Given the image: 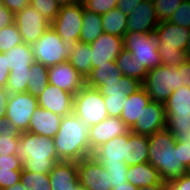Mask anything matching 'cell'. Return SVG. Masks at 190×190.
<instances>
[{"instance_id": "91938a15", "label": "cell", "mask_w": 190, "mask_h": 190, "mask_svg": "<svg viewBox=\"0 0 190 190\" xmlns=\"http://www.w3.org/2000/svg\"><path fill=\"white\" fill-rule=\"evenodd\" d=\"M189 39H188V43H187V54L188 56H190V31H189Z\"/></svg>"}, {"instance_id": "4316f807", "label": "cell", "mask_w": 190, "mask_h": 190, "mask_svg": "<svg viewBox=\"0 0 190 190\" xmlns=\"http://www.w3.org/2000/svg\"><path fill=\"white\" fill-rule=\"evenodd\" d=\"M21 132L6 117H0V157L17 155Z\"/></svg>"}, {"instance_id": "9f6ffc18", "label": "cell", "mask_w": 190, "mask_h": 190, "mask_svg": "<svg viewBox=\"0 0 190 190\" xmlns=\"http://www.w3.org/2000/svg\"><path fill=\"white\" fill-rule=\"evenodd\" d=\"M60 7L69 6L80 2V0H56Z\"/></svg>"}, {"instance_id": "681fc988", "label": "cell", "mask_w": 190, "mask_h": 190, "mask_svg": "<svg viewBox=\"0 0 190 190\" xmlns=\"http://www.w3.org/2000/svg\"><path fill=\"white\" fill-rule=\"evenodd\" d=\"M0 2L14 14L30 5V0H0Z\"/></svg>"}, {"instance_id": "6f0895ef", "label": "cell", "mask_w": 190, "mask_h": 190, "mask_svg": "<svg viewBox=\"0 0 190 190\" xmlns=\"http://www.w3.org/2000/svg\"><path fill=\"white\" fill-rule=\"evenodd\" d=\"M3 190H25V188L23 187V184L20 182L14 184L13 186L9 187V188H5Z\"/></svg>"}, {"instance_id": "d590c367", "label": "cell", "mask_w": 190, "mask_h": 190, "mask_svg": "<svg viewBox=\"0 0 190 190\" xmlns=\"http://www.w3.org/2000/svg\"><path fill=\"white\" fill-rule=\"evenodd\" d=\"M20 181L25 190H52L49 174L33 173L22 169Z\"/></svg>"}, {"instance_id": "94428289", "label": "cell", "mask_w": 190, "mask_h": 190, "mask_svg": "<svg viewBox=\"0 0 190 190\" xmlns=\"http://www.w3.org/2000/svg\"><path fill=\"white\" fill-rule=\"evenodd\" d=\"M156 190H166L165 183L156 187Z\"/></svg>"}, {"instance_id": "db71d44e", "label": "cell", "mask_w": 190, "mask_h": 190, "mask_svg": "<svg viewBox=\"0 0 190 190\" xmlns=\"http://www.w3.org/2000/svg\"><path fill=\"white\" fill-rule=\"evenodd\" d=\"M9 96L6 88H0V117H6Z\"/></svg>"}, {"instance_id": "d6986e66", "label": "cell", "mask_w": 190, "mask_h": 190, "mask_svg": "<svg viewBox=\"0 0 190 190\" xmlns=\"http://www.w3.org/2000/svg\"><path fill=\"white\" fill-rule=\"evenodd\" d=\"M74 94L49 84L38 96V106L62 117L73 113Z\"/></svg>"}, {"instance_id": "ac0fdd59", "label": "cell", "mask_w": 190, "mask_h": 190, "mask_svg": "<svg viewBox=\"0 0 190 190\" xmlns=\"http://www.w3.org/2000/svg\"><path fill=\"white\" fill-rule=\"evenodd\" d=\"M159 23L153 0H143L127 15V32L154 33Z\"/></svg>"}, {"instance_id": "8fae6325", "label": "cell", "mask_w": 190, "mask_h": 190, "mask_svg": "<svg viewBox=\"0 0 190 190\" xmlns=\"http://www.w3.org/2000/svg\"><path fill=\"white\" fill-rule=\"evenodd\" d=\"M14 23L23 41L29 45L36 43L51 26V23L31 5L15 13Z\"/></svg>"}, {"instance_id": "ee69618b", "label": "cell", "mask_w": 190, "mask_h": 190, "mask_svg": "<svg viewBox=\"0 0 190 190\" xmlns=\"http://www.w3.org/2000/svg\"><path fill=\"white\" fill-rule=\"evenodd\" d=\"M22 171L0 170V190L20 182Z\"/></svg>"}, {"instance_id": "11a10c76", "label": "cell", "mask_w": 190, "mask_h": 190, "mask_svg": "<svg viewBox=\"0 0 190 190\" xmlns=\"http://www.w3.org/2000/svg\"><path fill=\"white\" fill-rule=\"evenodd\" d=\"M111 190H138V187L125 181L123 184L115 185V188H112Z\"/></svg>"}, {"instance_id": "680465c9", "label": "cell", "mask_w": 190, "mask_h": 190, "mask_svg": "<svg viewBox=\"0 0 190 190\" xmlns=\"http://www.w3.org/2000/svg\"><path fill=\"white\" fill-rule=\"evenodd\" d=\"M138 190H156V187L155 186H149V187L138 188Z\"/></svg>"}, {"instance_id": "2e32d148", "label": "cell", "mask_w": 190, "mask_h": 190, "mask_svg": "<svg viewBox=\"0 0 190 190\" xmlns=\"http://www.w3.org/2000/svg\"><path fill=\"white\" fill-rule=\"evenodd\" d=\"M90 45L92 68L115 61L124 48L123 37L105 32Z\"/></svg>"}, {"instance_id": "816d5d0a", "label": "cell", "mask_w": 190, "mask_h": 190, "mask_svg": "<svg viewBox=\"0 0 190 190\" xmlns=\"http://www.w3.org/2000/svg\"><path fill=\"white\" fill-rule=\"evenodd\" d=\"M177 72H180L181 82H184V86L190 87V56L187 61L177 67Z\"/></svg>"}, {"instance_id": "b9f144b4", "label": "cell", "mask_w": 190, "mask_h": 190, "mask_svg": "<svg viewBox=\"0 0 190 190\" xmlns=\"http://www.w3.org/2000/svg\"><path fill=\"white\" fill-rule=\"evenodd\" d=\"M169 22L190 28V0H183L181 5L172 14Z\"/></svg>"}, {"instance_id": "cb8c5ba5", "label": "cell", "mask_w": 190, "mask_h": 190, "mask_svg": "<svg viewBox=\"0 0 190 190\" xmlns=\"http://www.w3.org/2000/svg\"><path fill=\"white\" fill-rule=\"evenodd\" d=\"M151 98L142 86L126 98L120 118L131 128L140 117L142 110L149 104Z\"/></svg>"}, {"instance_id": "8d00e7d4", "label": "cell", "mask_w": 190, "mask_h": 190, "mask_svg": "<svg viewBox=\"0 0 190 190\" xmlns=\"http://www.w3.org/2000/svg\"><path fill=\"white\" fill-rule=\"evenodd\" d=\"M21 43L24 41L15 23L0 30V53H5Z\"/></svg>"}, {"instance_id": "d4e9b609", "label": "cell", "mask_w": 190, "mask_h": 190, "mask_svg": "<svg viewBox=\"0 0 190 190\" xmlns=\"http://www.w3.org/2000/svg\"><path fill=\"white\" fill-rule=\"evenodd\" d=\"M149 144L148 136L129 132L128 144H126L127 166L148 162Z\"/></svg>"}, {"instance_id": "5b68a950", "label": "cell", "mask_w": 190, "mask_h": 190, "mask_svg": "<svg viewBox=\"0 0 190 190\" xmlns=\"http://www.w3.org/2000/svg\"><path fill=\"white\" fill-rule=\"evenodd\" d=\"M166 126L176 141L189 140L190 133V87L183 86L173 91L164 103Z\"/></svg>"}, {"instance_id": "484cf974", "label": "cell", "mask_w": 190, "mask_h": 190, "mask_svg": "<svg viewBox=\"0 0 190 190\" xmlns=\"http://www.w3.org/2000/svg\"><path fill=\"white\" fill-rule=\"evenodd\" d=\"M122 76L116 62L112 61L108 62V64L98 65L92 68L91 73L85 79V85L97 88L105 85L107 82H120Z\"/></svg>"}, {"instance_id": "f1b7e54d", "label": "cell", "mask_w": 190, "mask_h": 190, "mask_svg": "<svg viewBox=\"0 0 190 190\" xmlns=\"http://www.w3.org/2000/svg\"><path fill=\"white\" fill-rule=\"evenodd\" d=\"M115 62L123 76L138 79L142 83L146 79L148 70L140 65L126 48L122 49Z\"/></svg>"}, {"instance_id": "f546056e", "label": "cell", "mask_w": 190, "mask_h": 190, "mask_svg": "<svg viewBox=\"0 0 190 190\" xmlns=\"http://www.w3.org/2000/svg\"><path fill=\"white\" fill-rule=\"evenodd\" d=\"M82 29L80 33L81 43H92L102 35V16L84 8Z\"/></svg>"}, {"instance_id": "7bdbcfd3", "label": "cell", "mask_w": 190, "mask_h": 190, "mask_svg": "<svg viewBox=\"0 0 190 190\" xmlns=\"http://www.w3.org/2000/svg\"><path fill=\"white\" fill-rule=\"evenodd\" d=\"M127 97L128 95H111L110 97H104L108 116L120 117Z\"/></svg>"}, {"instance_id": "52a82bcc", "label": "cell", "mask_w": 190, "mask_h": 190, "mask_svg": "<svg viewBox=\"0 0 190 190\" xmlns=\"http://www.w3.org/2000/svg\"><path fill=\"white\" fill-rule=\"evenodd\" d=\"M124 48L148 71L161 65L156 33L127 32L123 37Z\"/></svg>"}, {"instance_id": "ffe728a7", "label": "cell", "mask_w": 190, "mask_h": 190, "mask_svg": "<svg viewBox=\"0 0 190 190\" xmlns=\"http://www.w3.org/2000/svg\"><path fill=\"white\" fill-rule=\"evenodd\" d=\"M48 174L52 190H84L79 182L76 161L60 160Z\"/></svg>"}, {"instance_id": "d6a6232c", "label": "cell", "mask_w": 190, "mask_h": 190, "mask_svg": "<svg viewBox=\"0 0 190 190\" xmlns=\"http://www.w3.org/2000/svg\"><path fill=\"white\" fill-rule=\"evenodd\" d=\"M103 32L124 37L127 33V15L115 7L111 11L101 15Z\"/></svg>"}, {"instance_id": "bcb514c9", "label": "cell", "mask_w": 190, "mask_h": 190, "mask_svg": "<svg viewBox=\"0 0 190 190\" xmlns=\"http://www.w3.org/2000/svg\"><path fill=\"white\" fill-rule=\"evenodd\" d=\"M166 190H190V172L165 183Z\"/></svg>"}, {"instance_id": "836d02e7", "label": "cell", "mask_w": 190, "mask_h": 190, "mask_svg": "<svg viewBox=\"0 0 190 190\" xmlns=\"http://www.w3.org/2000/svg\"><path fill=\"white\" fill-rule=\"evenodd\" d=\"M28 79L27 92L38 98L49 85L48 82V67L35 61L31 64Z\"/></svg>"}, {"instance_id": "f35d334b", "label": "cell", "mask_w": 190, "mask_h": 190, "mask_svg": "<svg viewBox=\"0 0 190 190\" xmlns=\"http://www.w3.org/2000/svg\"><path fill=\"white\" fill-rule=\"evenodd\" d=\"M182 2L183 0H153L159 21H169Z\"/></svg>"}, {"instance_id": "c3c4849f", "label": "cell", "mask_w": 190, "mask_h": 190, "mask_svg": "<svg viewBox=\"0 0 190 190\" xmlns=\"http://www.w3.org/2000/svg\"><path fill=\"white\" fill-rule=\"evenodd\" d=\"M15 22V14L8 10L1 2H0V30L4 27H8Z\"/></svg>"}, {"instance_id": "5bb4252c", "label": "cell", "mask_w": 190, "mask_h": 190, "mask_svg": "<svg viewBox=\"0 0 190 190\" xmlns=\"http://www.w3.org/2000/svg\"><path fill=\"white\" fill-rule=\"evenodd\" d=\"M48 82L61 90L75 95L85 85V78L66 60L48 67Z\"/></svg>"}, {"instance_id": "8992f818", "label": "cell", "mask_w": 190, "mask_h": 190, "mask_svg": "<svg viewBox=\"0 0 190 190\" xmlns=\"http://www.w3.org/2000/svg\"><path fill=\"white\" fill-rule=\"evenodd\" d=\"M151 100L164 104L173 91L184 86L177 67L157 66L148 71L142 83Z\"/></svg>"}, {"instance_id": "4dcf8cb0", "label": "cell", "mask_w": 190, "mask_h": 190, "mask_svg": "<svg viewBox=\"0 0 190 190\" xmlns=\"http://www.w3.org/2000/svg\"><path fill=\"white\" fill-rule=\"evenodd\" d=\"M7 56L8 67L12 69H30L35 62L32 45L21 43L4 53Z\"/></svg>"}, {"instance_id": "e0dca14e", "label": "cell", "mask_w": 190, "mask_h": 190, "mask_svg": "<svg viewBox=\"0 0 190 190\" xmlns=\"http://www.w3.org/2000/svg\"><path fill=\"white\" fill-rule=\"evenodd\" d=\"M130 132V128L120 117L108 116L102 122L90 126L89 143L91 152L101 144L114 139L117 136L125 135Z\"/></svg>"}, {"instance_id": "ba28073f", "label": "cell", "mask_w": 190, "mask_h": 190, "mask_svg": "<svg viewBox=\"0 0 190 190\" xmlns=\"http://www.w3.org/2000/svg\"><path fill=\"white\" fill-rule=\"evenodd\" d=\"M73 113L88 126H93L108 117L104 97L96 88L84 85L74 96Z\"/></svg>"}, {"instance_id": "7a4b0ae2", "label": "cell", "mask_w": 190, "mask_h": 190, "mask_svg": "<svg viewBox=\"0 0 190 190\" xmlns=\"http://www.w3.org/2000/svg\"><path fill=\"white\" fill-rule=\"evenodd\" d=\"M148 144V162L158 170L164 183L189 172L180 161L179 148H176V140L168 129L149 135Z\"/></svg>"}, {"instance_id": "603a6c76", "label": "cell", "mask_w": 190, "mask_h": 190, "mask_svg": "<svg viewBox=\"0 0 190 190\" xmlns=\"http://www.w3.org/2000/svg\"><path fill=\"white\" fill-rule=\"evenodd\" d=\"M127 182L132 185L143 188L149 186H159L164 182L160 174L149 162L128 166Z\"/></svg>"}, {"instance_id": "f907efd6", "label": "cell", "mask_w": 190, "mask_h": 190, "mask_svg": "<svg viewBox=\"0 0 190 190\" xmlns=\"http://www.w3.org/2000/svg\"><path fill=\"white\" fill-rule=\"evenodd\" d=\"M9 72L7 56L4 53H0V88L6 87Z\"/></svg>"}, {"instance_id": "3957f363", "label": "cell", "mask_w": 190, "mask_h": 190, "mask_svg": "<svg viewBox=\"0 0 190 190\" xmlns=\"http://www.w3.org/2000/svg\"><path fill=\"white\" fill-rule=\"evenodd\" d=\"M17 157L23 163V170L48 174L58 161L53 138L22 132Z\"/></svg>"}, {"instance_id": "ab89813d", "label": "cell", "mask_w": 190, "mask_h": 190, "mask_svg": "<svg viewBox=\"0 0 190 190\" xmlns=\"http://www.w3.org/2000/svg\"><path fill=\"white\" fill-rule=\"evenodd\" d=\"M110 175L112 188L127 181L128 166L125 163L102 164Z\"/></svg>"}, {"instance_id": "e575fe53", "label": "cell", "mask_w": 190, "mask_h": 190, "mask_svg": "<svg viewBox=\"0 0 190 190\" xmlns=\"http://www.w3.org/2000/svg\"><path fill=\"white\" fill-rule=\"evenodd\" d=\"M30 71V69L10 70L5 87L10 95L27 92Z\"/></svg>"}, {"instance_id": "9a60e30c", "label": "cell", "mask_w": 190, "mask_h": 190, "mask_svg": "<svg viewBox=\"0 0 190 190\" xmlns=\"http://www.w3.org/2000/svg\"><path fill=\"white\" fill-rule=\"evenodd\" d=\"M165 126L166 113L164 104L151 100L142 110L140 117L130 128V131L132 133L149 136L159 130L165 129Z\"/></svg>"}, {"instance_id": "6da1fadb", "label": "cell", "mask_w": 190, "mask_h": 190, "mask_svg": "<svg viewBox=\"0 0 190 190\" xmlns=\"http://www.w3.org/2000/svg\"><path fill=\"white\" fill-rule=\"evenodd\" d=\"M89 132L90 126L74 113L64 116L53 138L58 159L78 162L92 156Z\"/></svg>"}, {"instance_id": "30bf717a", "label": "cell", "mask_w": 190, "mask_h": 190, "mask_svg": "<svg viewBox=\"0 0 190 190\" xmlns=\"http://www.w3.org/2000/svg\"><path fill=\"white\" fill-rule=\"evenodd\" d=\"M34 60L51 67L69 59L70 47L50 28L32 45Z\"/></svg>"}, {"instance_id": "277c9868", "label": "cell", "mask_w": 190, "mask_h": 190, "mask_svg": "<svg viewBox=\"0 0 190 190\" xmlns=\"http://www.w3.org/2000/svg\"><path fill=\"white\" fill-rule=\"evenodd\" d=\"M190 28L160 22L155 30L161 65L178 67L188 59L187 43Z\"/></svg>"}, {"instance_id": "83f0119b", "label": "cell", "mask_w": 190, "mask_h": 190, "mask_svg": "<svg viewBox=\"0 0 190 190\" xmlns=\"http://www.w3.org/2000/svg\"><path fill=\"white\" fill-rule=\"evenodd\" d=\"M91 52V45L88 43L77 42L72 47H70L68 61L85 79L92 70Z\"/></svg>"}, {"instance_id": "7dc6e473", "label": "cell", "mask_w": 190, "mask_h": 190, "mask_svg": "<svg viewBox=\"0 0 190 190\" xmlns=\"http://www.w3.org/2000/svg\"><path fill=\"white\" fill-rule=\"evenodd\" d=\"M176 148H179L180 161L190 171V141H176Z\"/></svg>"}, {"instance_id": "1f68e13d", "label": "cell", "mask_w": 190, "mask_h": 190, "mask_svg": "<svg viewBox=\"0 0 190 190\" xmlns=\"http://www.w3.org/2000/svg\"><path fill=\"white\" fill-rule=\"evenodd\" d=\"M142 82L138 79L122 76L120 82H107L103 86L96 89L103 97H110L111 95H129L142 87Z\"/></svg>"}, {"instance_id": "4fadbf2b", "label": "cell", "mask_w": 190, "mask_h": 190, "mask_svg": "<svg viewBox=\"0 0 190 190\" xmlns=\"http://www.w3.org/2000/svg\"><path fill=\"white\" fill-rule=\"evenodd\" d=\"M79 182L84 190H111V179L104 166L93 156L77 162Z\"/></svg>"}, {"instance_id": "9c48e42d", "label": "cell", "mask_w": 190, "mask_h": 190, "mask_svg": "<svg viewBox=\"0 0 190 190\" xmlns=\"http://www.w3.org/2000/svg\"><path fill=\"white\" fill-rule=\"evenodd\" d=\"M83 13L84 5L82 2L60 7L58 15L51 23L52 29L68 47H72L75 43L80 42Z\"/></svg>"}, {"instance_id": "60d3db41", "label": "cell", "mask_w": 190, "mask_h": 190, "mask_svg": "<svg viewBox=\"0 0 190 190\" xmlns=\"http://www.w3.org/2000/svg\"><path fill=\"white\" fill-rule=\"evenodd\" d=\"M84 8L96 14L103 15L118 5V0H84Z\"/></svg>"}, {"instance_id": "7402d4cb", "label": "cell", "mask_w": 190, "mask_h": 190, "mask_svg": "<svg viewBox=\"0 0 190 190\" xmlns=\"http://www.w3.org/2000/svg\"><path fill=\"white\" fill-rule=\"evenodd\" d=\"M128 138L129 133L117 136L97 147L93 151L92 156L101 164L124 163Z\"/></svg>"}, {"instance_id": "f5cc1de1", "label": "cell", "mask_w": 190, "mask_h": 190, "mask_svg": "<svg viewBox=\"0 0 190 190\" xmlns=\"http://www.w3.org/2000/svg\"><path fill=\"white\" fill-rule=\"evenodd\" d=\"M143 0H118L117 8L124 14L129 15Z\"/></svg>"}, {"instance_id": "7c38bea8", "label": "cell", "mask_w": 190, "mask_h": 190, "mask_svg": "<svg viewBox=\"0 0 190 190\" xmlns=\"http://www.w3.org/2000/svg\"><path fill=\"white\" fill-rule=\"evenodd\" d=\"M38 107L37 98L28 92L10 95L7 103L6 120L19 131H28L32 114Z\"/></svg>"}, {"instance_id": "74e56055", "label": "cell", "mask_w": 190, "mask_h": 190, "mask_svg": "<svg viewBox=\"0 0 190 190\" xmlns=\"http://www.w3.org/2000/svg\"><path fill=\"white\" fill-rule=\"evenodd\" d=\"M30 5L50 23L54 21L60 11V6L56 0H30Z\"/></svg>"}, {"instance_id": "44dd1931", "label": "cell", "mask_w": 190, "mask_h": 190, "mask_svg": "<svg viewBox=\"0 0 190 190\" xmlns=\"http://www.w3.org/2000/svg\"><path fill=\"white\" fill-rule=\"evenodd\" d=\"M62 118V116L38 106L32 114L28 131L33 134L54 138L59 131Z\"/></svg>"}, {"instance_id": "f6af8a7d", "label": "cell", "mask_w": 190, "mask_h": 190, "mask_svg": "<svg viewBox=\"0 0 190 190\" xmlns=\"http://www.w3.org/2000/svg\"><path fill=\"white\" fill-rule=\"evenodd\" d=\"M23 163L17 155L1 156L0 170L22 171Z\"/></svg>"}]
</instances>
